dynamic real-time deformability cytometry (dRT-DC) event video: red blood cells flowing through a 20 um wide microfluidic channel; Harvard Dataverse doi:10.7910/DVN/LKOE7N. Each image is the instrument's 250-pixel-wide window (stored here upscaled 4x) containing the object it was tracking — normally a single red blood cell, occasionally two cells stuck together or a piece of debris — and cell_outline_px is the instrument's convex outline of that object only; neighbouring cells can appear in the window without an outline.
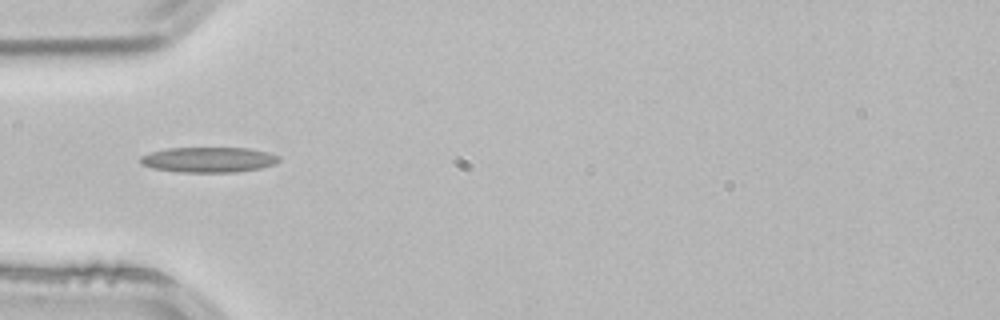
{"species": "common noctule bat (a hibernating species)", "species_latin": "Nyctalus noctula", "temperature_condition": "room temperature", "stored_images_in_passage": 2, "camera_frame_rate_fps": 3000, "um_per_image_px": 0.085, "animal": {"sex": "male", "body_mass_g": 21.5, "forearm_length_mm": 52.0}, "frame": {"image": 1, "passage_image": 1, "time_ms": 0.0, "image_size_px": [1000, 320], "cell_outline_px": [[280, 160], [272, 164], [260, 168], [236, 172], [180, 172], [152, 168], [140, 164], [140, 156], [152, 152], [168, 148], [248, 148], [268, 152], [280, 156]], "centroid_in_image_um": [17.72, 13.57], "position_along_channel_um": 67.3, "area_um2": 20.35}}